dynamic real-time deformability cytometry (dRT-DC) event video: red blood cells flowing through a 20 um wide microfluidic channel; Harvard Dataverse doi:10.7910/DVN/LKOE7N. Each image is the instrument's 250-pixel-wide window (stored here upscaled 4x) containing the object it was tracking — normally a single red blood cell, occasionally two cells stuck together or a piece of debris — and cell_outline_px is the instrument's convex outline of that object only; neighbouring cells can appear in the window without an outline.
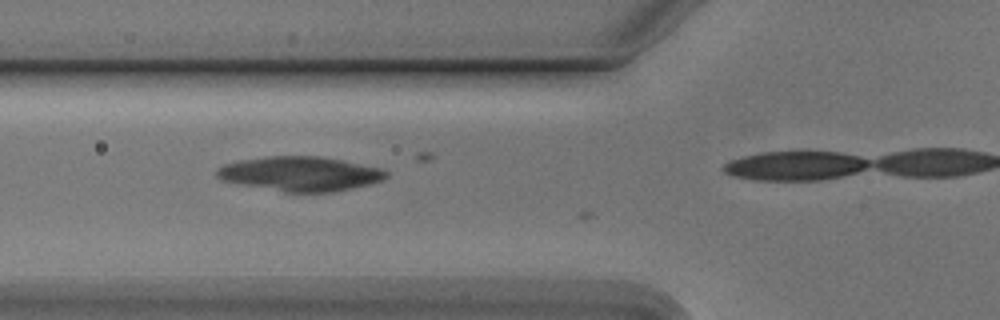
{"species": "Egyptian fruit bat (a non-hibernating species)", "species_latin": "Rousettus aegyptiacus", "temperature_condition": "cold", "stored_images_in_passage": 13, "camera_frame_rate_fps": 3000, "um_per_image_px": 0.085, "animal": {"sex": "male"}, "frame": {"image": 1, "passage_image": 12, "time_ms": 3.667, "image_size_px": [1000, 320], "cell_outline_px": [[388, 176], [380, 180], [368, 184], [352, 188], [332, 192], [284, 192], [224, 180], [216, 176], [216, 168], [224, 164], [236, 160], [268, 156], [320, 156], [380, 168], [388, 172]], "centroid_in_image_um": [25.49, 14.76], "position_along_channel_um": 100.3, "area_um2": 33.7}}